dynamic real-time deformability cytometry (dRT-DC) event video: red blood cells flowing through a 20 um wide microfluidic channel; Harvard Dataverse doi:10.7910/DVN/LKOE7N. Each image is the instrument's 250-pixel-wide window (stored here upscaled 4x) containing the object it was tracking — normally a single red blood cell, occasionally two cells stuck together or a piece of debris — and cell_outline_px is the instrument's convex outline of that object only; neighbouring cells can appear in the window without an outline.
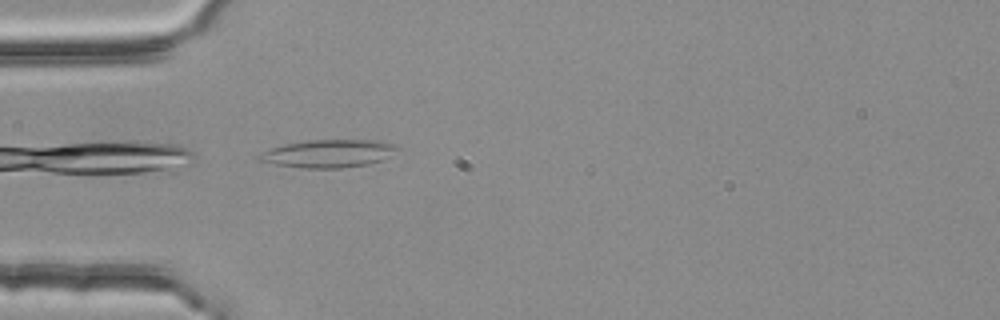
{"species": "common noctule bat (a hibernating species)", "species_latin": "Nyctalus noctula", "temperature_condition": "room temperature", "stored_images_in_passage": 3, "camera_frame_rate_fps": 3000, "um_per_image_px": 0.085, "animal": {"sex": "female", "body_mass_g": 25.1}, "frame": {"image": 1, "passage_image": 3, "time_ms": 0.667, "image_size_px": [1000, 320], "cell_outline_px": [[396, 148], [384, 160], [368, 164], [344, 168], [300, 168], [276, 164], [256, 160], [256, 156], [268, 148], [284, 144], [308, 140], [372, 140], [396, 144]], "centroid_in_image_um": [27.84, 13.05], "position_along_channel_um": 57.2, "area_um2": 22.43}}